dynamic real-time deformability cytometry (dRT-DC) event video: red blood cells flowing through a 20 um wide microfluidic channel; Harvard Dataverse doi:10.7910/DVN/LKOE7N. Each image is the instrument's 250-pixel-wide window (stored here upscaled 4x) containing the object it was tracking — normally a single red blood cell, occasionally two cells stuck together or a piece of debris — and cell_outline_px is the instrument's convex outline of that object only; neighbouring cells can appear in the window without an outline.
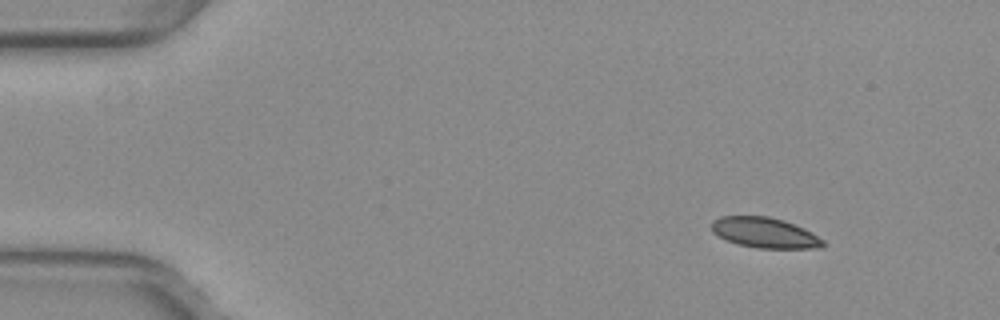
{"species": "common noctule bat (a hibernating species)", "species_latin": "Nyctalus noctula", "temperature_condition": "warm", "stored_images_in_passage": 48, "segment_of_instrument_passage": [1, 2], "camera_frame_rate_fps": 3000, "um_per_image_px": 0.085, "animal": {"sex": "female", "body_mass_g": 29.2, "forearm_length_mm": 56.3}, "frame": {"image": 1, "passage_image": 1, "time_ms": 0.0, "image_size_px": [1000, 320], "cell_outline_px": [[824, 244], [820, 248], [756, 248], [740, 244], [728, 240], [712, 232], [712, 220], [720, 216], [768, 216], [784, 220], [804, 228], [812, 232], [824, 240]], "centroid_in_image_um": [65.02, 19.77], "position_along_channel_um": 20.0, "area_um2": 19.65}}
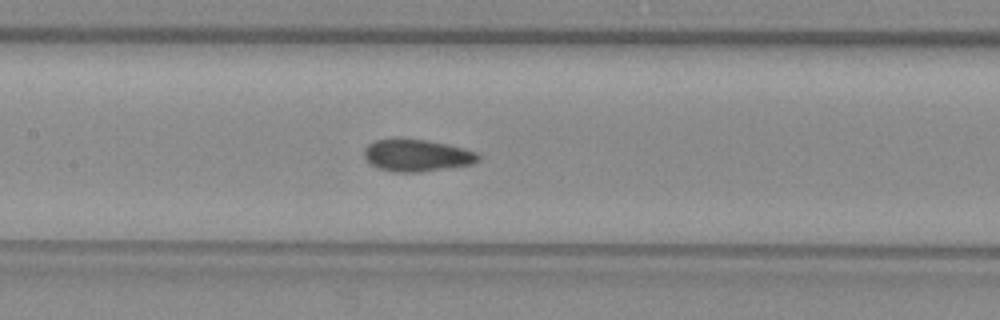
{"frame": {"image": 2, "passage_image": 20, "time_ms": 6.333, "image_size_px": [1000, 320], "cell_outline_px": [[480, 160], [472, 164], [452, 168], [420, 172], [396, 172], [380, 168], [372, 164], [364, 156], [364, 148], [368, 144], [376, 140], [424, 140], [444, 144], [476, 152], [480, 156]], "centroid_in_image_um": [35.46, 13.24], "position_along_channel_um": 171.9, "area_um2": 20.81}}
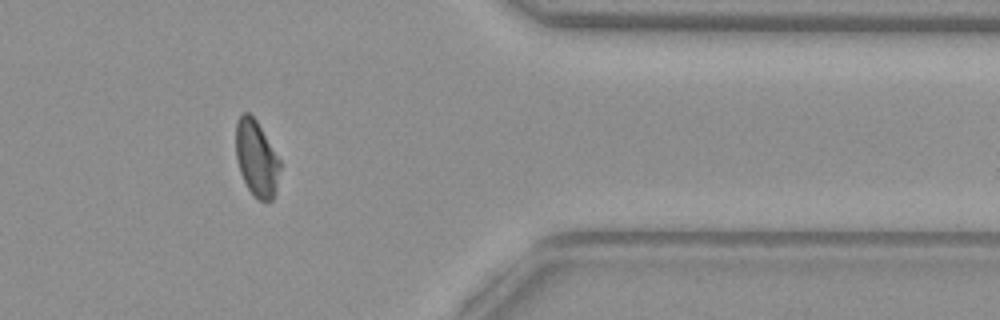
{"frame": {"image": 3, "passage_image": 38, "time_ms": 12.333, "image_size_px": [1000, 320], "cell_outline_px": [[280, 168], [276, 192], [272, 200], [260, 200], [248, 188], [240, 172], [236, 156], [236, 120], [244, 112], [248, 112], [256, 120], [280, 160]], "centroid_in_image_um": [21.8, 13.45], "position_along_channel_um": 389.6, "area_um2": 19.25}}